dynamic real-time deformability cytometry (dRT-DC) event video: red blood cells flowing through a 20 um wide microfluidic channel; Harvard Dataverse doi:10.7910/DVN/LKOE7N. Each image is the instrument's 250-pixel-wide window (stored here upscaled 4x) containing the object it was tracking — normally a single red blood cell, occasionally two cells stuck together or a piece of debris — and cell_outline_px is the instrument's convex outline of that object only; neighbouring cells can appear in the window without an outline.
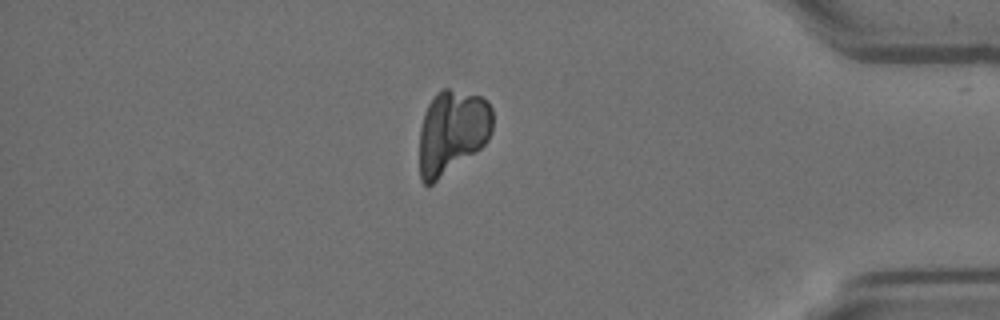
{"species": "Egyptian fruit bat (a non-hibernating species)", "species_latin": "Rousettus aegyptiacus", "temperature_condition": "room temperature", "stored_images_in_passage": 54, "camera_frame_rate_fps": 3000, "um_per_image_px": 0.085, "animal": {"sex": "female"}, "frame": {"image": 1, "passage_image": 46, "time_ms": 15.0, "image_size_px": [1000, 320], "cell_outline_px": [[492, 132], [488, 140], [480, 148], [428, 188], [420, 180], [420, 128], [424, 112], [428, 104], [436, 92], [444, 88], [448, 88], [480, 96], [488, 100], [492, 108]], "centroid_in_image_um": [38.42, 11.21], "position_along_channel_um": 396.8, "area_um2": 36.07}}
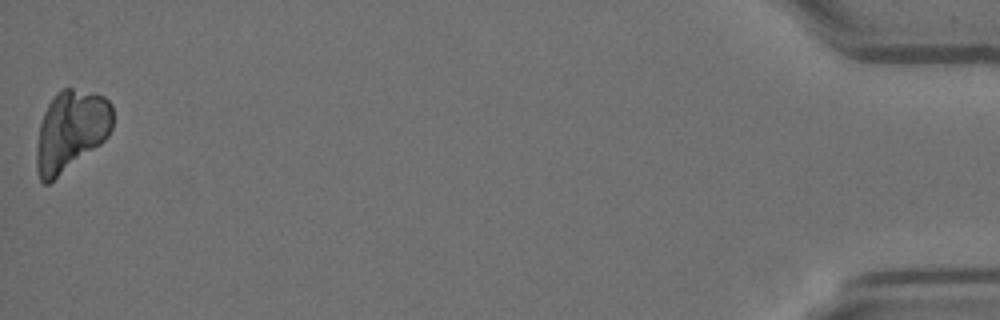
{"frame": {"image": 2, "passage_image": 54, "time_ms": 17.667, "image_size_px": [1000, 320], "cell_outline_px": [[112, 128], [108, 136], [100, 144], [48, 184], [44, 184], [40, 180], [36, 168], [36, 148], [40, 124], [44, 112], [48, 104], [56, 92], [64, 88], [72, 88], [96, 92], [104, 96], [112, 104]], "centroid_in_image_um": [6.02, 11.08], "position_along_channel_um": 429.2, "area_um2": 35.89}}